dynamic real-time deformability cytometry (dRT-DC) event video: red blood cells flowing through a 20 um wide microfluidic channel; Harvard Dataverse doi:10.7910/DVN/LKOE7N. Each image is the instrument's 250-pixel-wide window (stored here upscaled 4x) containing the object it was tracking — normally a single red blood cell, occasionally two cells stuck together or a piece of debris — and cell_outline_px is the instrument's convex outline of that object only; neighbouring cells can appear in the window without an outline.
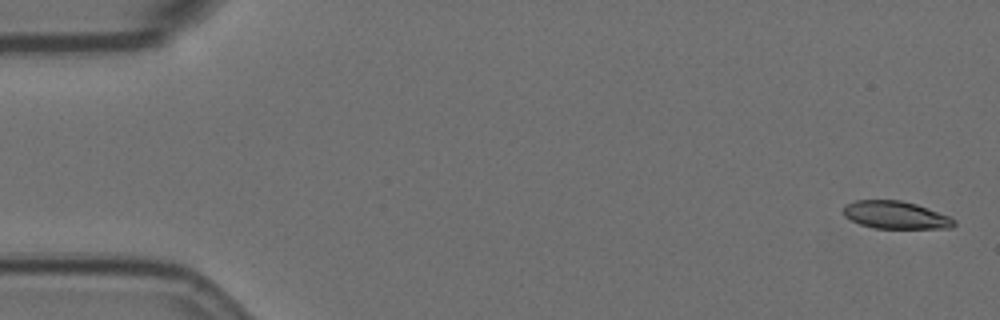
{"species": "Egyptian fruit bat (a non-hibernating species)", "species_latin": "Rousettus aegyptiacus", "temperature_condition": "room temperature", "stored_images_in_passage": 6, "camera_frame_rate_fps": 3000, "um_per_image_px": 0.085, "animal": {"sex": "female"}, "frame": {"image": 1, "passage_image": 1, "time_ms": 0.0, "image_size_px": [1000, 320], "cell_outline_px": [[956, 224], [952, 228], [876, 228], [860, 224], [844, 216], [844, 204], [856, 200], [900, 200], [916, 204], [948, 216], [956, 220]], "centroid_in_image_um": [76.12, 18.27], "position_along_channel_um": 8.9, "area_um2": 17.69}}
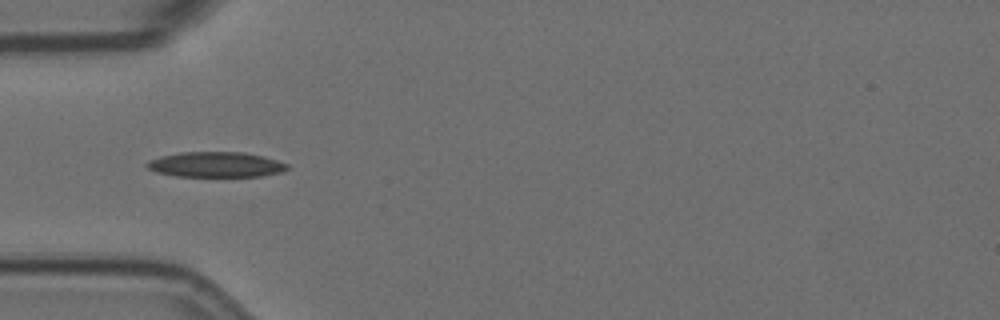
{"frame": {"image": 2, "passage_image": 5, "time_ms": 5.333, "image_size_px": [1000, 320], "cell_outline_px": [[288, 168], [280, 172], [260, 176], [176, 176], [156, 172], [148, 168], [144, 164], [148, 160], [160, 156], [180, 152], [244, 152], [264, 156], [288, 164]], "centroid_in_image_um": [18.31, 13.98], "position_along_channel_um": 66.7, "area_um2": 20.63}}
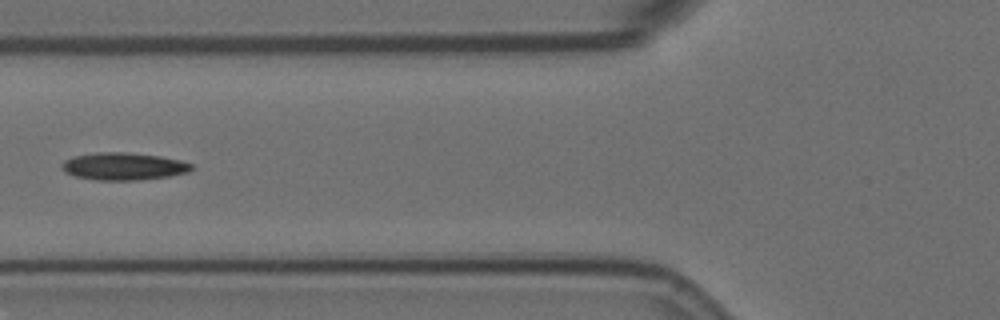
{"frame": {"image": 3, "passage_image": 6, "time_ms": 6.667, "image_size_px": [1000, 320], "cell_outline_px": [[196, 168], [188, 172], [168, 176], [140, 180], [96, 180], [76, 176], [64, 172], [60, 168], [60, 164], [64, 160], [72, 156], [96, 152], [128, 152], [160, 156], [180, 160], [192, 164]], "centroid_in_image_um": [10.48, 14.13], "position_along_channel_um": 115.3, "area_um2": 20.98}}